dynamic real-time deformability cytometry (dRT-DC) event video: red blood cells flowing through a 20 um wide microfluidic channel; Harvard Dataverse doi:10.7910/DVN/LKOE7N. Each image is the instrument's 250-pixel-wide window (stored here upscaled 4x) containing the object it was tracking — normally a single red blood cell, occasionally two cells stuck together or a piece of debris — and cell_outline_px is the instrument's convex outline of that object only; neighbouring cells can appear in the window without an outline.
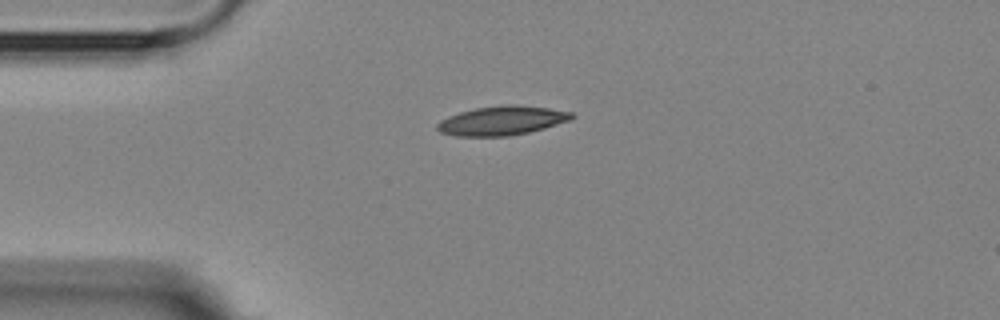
{"species": "Egyptian fruit bat (a non-hibernating species)", "species_latin": "Rousettus aegyptiacus", "temperature_condition": "room temperature", "stored_images_in_passage": 7, "camera_frame_rate_fps": 3000, "um_per_image_px": 0.085, "animal": {"sex": "female"}, "frame": {"image": 1, "passage_image": 1, "time_ms": 0.0, "image_size_px": [1000, 320], "cell_outline_px": [[576, 116], [572, 120], [544, 128], [528, 132], [508, 136], [456, 136], [440, 132], [436, 128], [436, 124], [440, 120], [448, 116], [460, 112], [476, 108], [508, 104], [516, 104], [548, 108], [572, 112]], "centroid_in_image_um": [42.68, 10.25], "position_along_channel_um": 42.3, "area_um2": 22.89}}
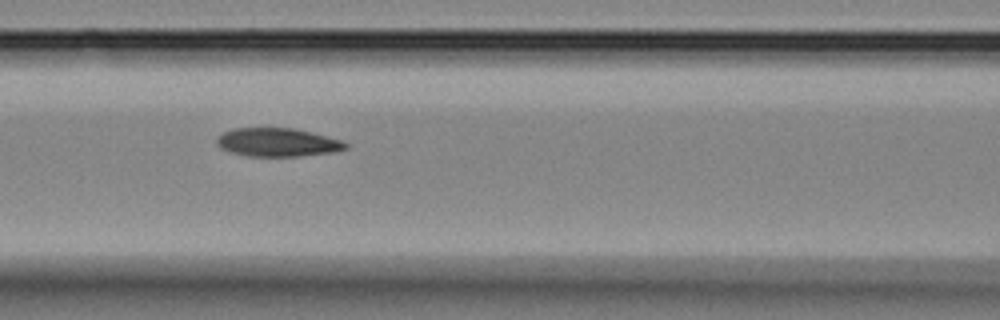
{"frame": {"image": 2, "passage_image": 4, "time_ms": 3.333, "image_size_px": [1000, 320], "cell_outline_px": [[348, 148], [332, 152], [300, 156], [248, 156], [228, 152], [220, 148], [216, 144], [216, 136], [224, 132], [236, 128], [292, 128], [312, 132], [340, 140], [348, 144]], "centroid_in_image_um": [23.54, 12.1], "position_along_channel_um": 143.1, "area_um2": 21.39}}
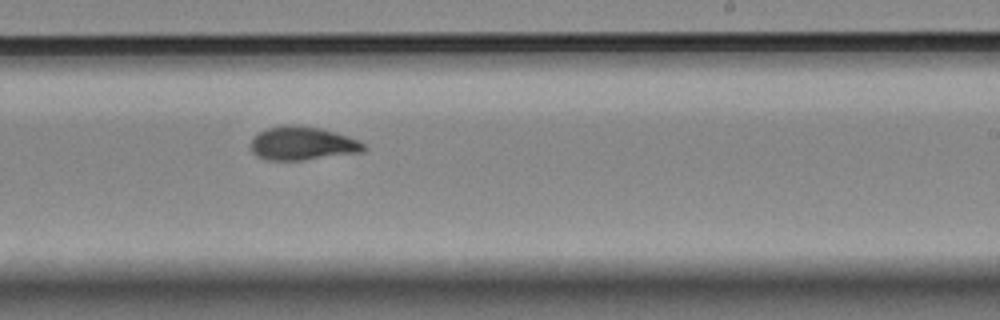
{"frame": {"image": 3, "passage_image": 7, "time_ms": 6.667, "image_size_px": [1000, 320], "cell_outline_px": [[368, 148], [364, 152], [304, 160], [268, 160], [256, 156], [252, 152], [252, 136], [264, 128], [288, 124], [292, 124], [320, 128], [348, 136], [364, 144]], "centroid_in_image_um": [25.69, 12.19], "position_along_channel_um": 263.3, "area_um2": 22.25}}